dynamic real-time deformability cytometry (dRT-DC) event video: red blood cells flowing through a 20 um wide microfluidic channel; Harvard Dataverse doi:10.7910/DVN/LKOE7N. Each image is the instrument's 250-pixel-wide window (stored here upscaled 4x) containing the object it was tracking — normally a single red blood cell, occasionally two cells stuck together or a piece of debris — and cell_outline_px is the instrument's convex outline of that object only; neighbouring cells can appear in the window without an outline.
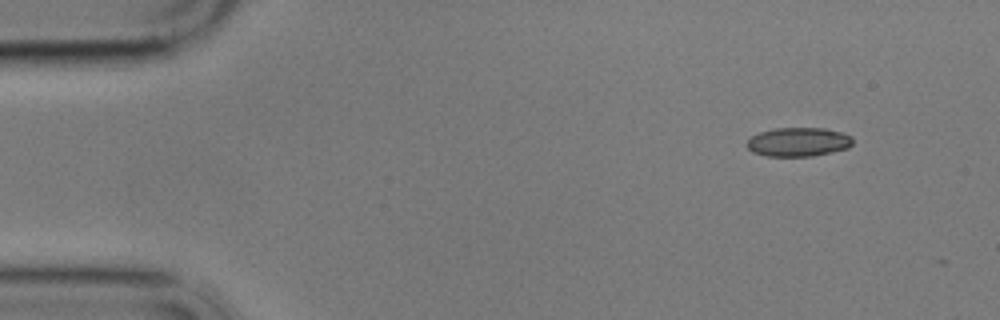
{"species": "common noctule bat (a hibernating species)", "species_latin": "Nyctalus noctula", "temperature_condition": "cold", "stored_images_in_passage": 11, "camera_frame_rate_fps": 3000, "um_per_image_px": 0.085, "animal": {"sex": "male", "body_mass_g": 17.9}, "frame": {"image": 1, "passage_image": 1, "time_ms": 0.0, "image_size_px": [1000, 320], "cell_outline_px": [[852, 144], [848, 148], [812, 156], [768, 156], [752, 152], [748, 148], [748, 140], [752, 136], [760, 132], [776, 128], [824, 128], [844, 132], [852, 136]], "centroid_in_image_um": [67.89, 12.06], "position_along_channel_um": 17.1, "area_um2": 17.8}}